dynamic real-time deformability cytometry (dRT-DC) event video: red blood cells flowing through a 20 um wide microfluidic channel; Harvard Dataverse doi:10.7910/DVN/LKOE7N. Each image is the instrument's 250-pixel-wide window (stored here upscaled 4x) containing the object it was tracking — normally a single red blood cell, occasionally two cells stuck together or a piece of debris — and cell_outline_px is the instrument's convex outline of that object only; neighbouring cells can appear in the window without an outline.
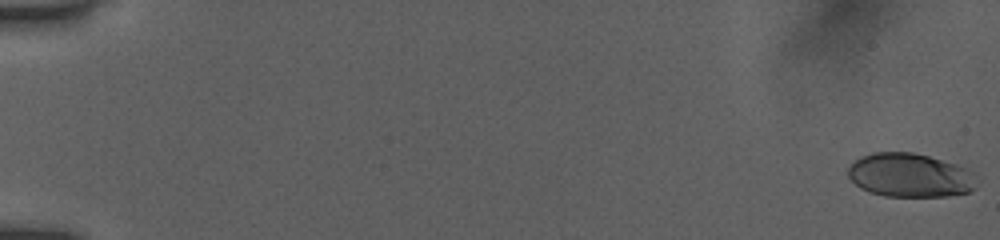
{"species": "human", "species_latin": "Homo sapiens", "temperature_condition": "room temperature", "stored_images_in_passage": 29, "camera_frame_rate_fps": 3000, "um_per_image_px": 0.085, "donor": {"sex": "female"}, "frame": {"image": 1, "passage_image": 1, "time_ms": 0.0, "image_size_px": [1000, 240], "cell_outline_px": [[976, 188], [968, 192], [948, 196], [884, 196], [868, 192], [860, 188], [848, 176], [848, 168], [860, 156], [872, 152], [912, 152], [928, 156], [956, 164], [968, 168], [972, 172]], "centroid_in_image_um": [77.33, 14.9], "position_along_channel_um": 7.7, "area_um2": 32.83}}
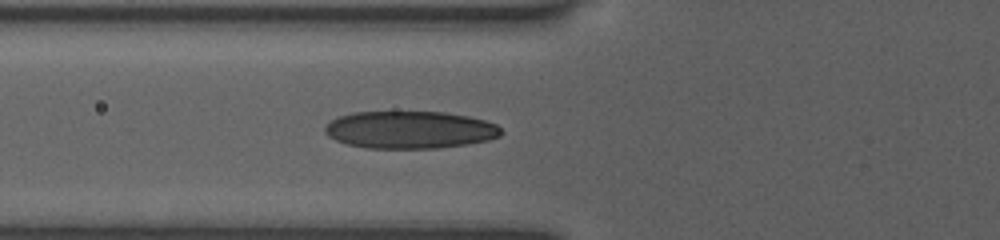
{"frame": {"image": 2, "passage_image": 17, "time_ms": 5.333, "image_size_px": [1000, 240], "cell_outline_px": [[504, 132], [500, 136], [488, 140], [468, 144], [440, 148], [368, 148], [348, 144], [336, 140], [328, 136], [324, 132], [324, 128], [332, 120], [340, 116], [352, 112], [444, 112], [468, 116], [484, 120], [496, 124]], "centroid_in_image_um": [34.86, 11.03], "position_along_channel_um": 90.9, "area_um2": 38.44}}
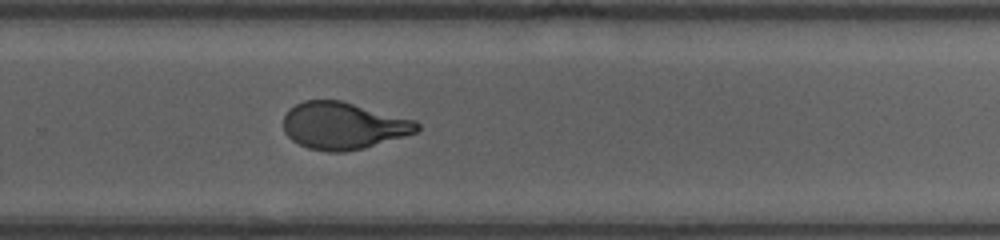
{"frame": {"image": 3, "passage_image": 29, "time_ms": 9.333, "image_size_px": [1000, 240], "cell_outline_px": [[420, 128], [416, 132], [404, 136], [364, 148], [344, 152], [328, 152], [308, 148], [292, 140], [284, 132], [284, 116], [288, 108], [304, 100], [340, 100], [416, 120], [420, 124]], "centroid_in_image_um": [29.17, 10.68], "position_along_channel_um": 300.6, "area_um2": 36.65}}